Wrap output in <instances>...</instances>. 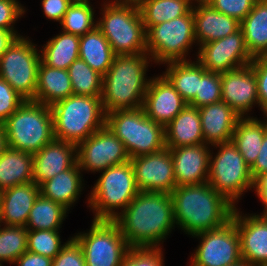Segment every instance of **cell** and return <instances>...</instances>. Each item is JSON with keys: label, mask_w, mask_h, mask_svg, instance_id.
<instances>
[{"label": "cell", "mask_w": 267, "mask_h": 266, "mask_svg": "<svg viewBox=\"0 0 267 266\" xmlns=\"http://www.w3.org/2000/svg\"><path fill=\"white\" fill-rule=\"evenodd\" d=\"M7 147H8V144H7V138L5 135L3 123H0V156Z\"/></svg>", "instance_id": "cell-53"}, {"label": "cell", "mask_w": 267, "mask_h": 266, "mask_svg": "<svg viewBox=\"0 0 267 266\" xmlns=\"http://www.w3.org/2000/svg\"><path fill=\"white\" fill-rule=\"evenodd\" d=\"M53 259L30 251L24 252L13 264L18 266H52Z\"/></svg>", "instance_id": "cell-49"}, {"label": "cell", "mask_w": 267, "mask_h": 266, "mask_svg": "<svg viewBox=\"0 0 267 266\" xmlns=\"http://www.w3.org/2000/svg\"><path fill=\"white\" fill-rule=\"evenodd\" d=\"M193 237L200 242L190 256L189 266H230L242 260L240 237L232 219L219 228Z\"/></svg>", "instance_id": "cell-13"}, {"label": "cell", "mask_w": 267, "mask_h": 266, "mask_svg": "<svg viewBox=\"0 0 267 266\" xmlns=\"http://www.w3.org/2000/svg\"><path fill=\"white\" fill-rule=\"evenodd\" d=\"M193 4V0H142L138 7L147 30L151 26L188 14Z\"/></svg>", "instance_id": "cell-34"}, {"label": "cell", "mask_w": 267, "mask_h": 266, "mask_svg": "<svg viewBox=\"0 0 267 266\" xmlns=\"http://www.w3.org/2000/svg\"><path fill=\"white\" fill-rule=\"evenodd\" d=\"M253 191L257 194L262 205L267 206V174L260 176L254 182Z\"/></svg>", "instance_id": "cell-50"}, {"label": "cell", "mask_w": 267, "mask_h": 266, "mask_svg": "<svg viewBox=\"0 0 267 266\" xmlns=\"http://www.w3.org/2000/svg\"><path fill=\"white\" fill-rule=\"evenodd\" d=\"M266 130L267 123L254 116L241 117L236 124L231 141L249 167L258 157Z\"/></svg>", "instance_id": "cell-29"}, {"label": "cell", "mask_w": 267, "mask_h": 266, "mask_svg": "<svg viewBox=\"0 0 267 266\" xmlns=\"http://www.w3.org/2000/svg\"><path fill=\"white\" fill-rule=\"evenodd\" d=\"M67 70L74 95L101 97L103 76L94 71L85 61L77 59Z\"/></svg>", "instance_id": "cell-37"}, {"label": "cell", "mask_w": 267, "mask_h": 266, "mask_svg": "<svg viewBox=\"0 0 267 266\" xmlns=\"http://www.w3.org/2000/svg\"><path fill=\"white\" fill-rule=\"evenodd\" d=\"M211 147L219 149L210 152L208 183L236 207L242 194L254 188L250 167L232 141Z\"/></svg>", "instance_id": "cell-9"}, {"label": "cell", "mask_w": 267, "mask_h": 266, "mask_svg": "<svg viewBox=\"0 0 267 266\" xmlns=\"http://www.w3.org/2000/svg\"><path fill=\"white\" fill-rule=\"evenodd\" d=\"M24 101L25 99L21 95L0 78V123H4Z\"/></svg>", "instance_id": "cell-44"}, {"label": "cell", "mask_w": 267, "mask_h": 266, "mask_svg": "<svg viewBox=\"0 0 267 266\" xmlns=\"http://www.w3.org/2000/svg\"><path fill=\"white\" fill-rule=\"evenodd\" d=\"M9 148L34 154L54 138L50 106L25 100L3 123Z\"/></svg>", "instance_id": "cell-6"}, {"label": "cell", "mask_w": 267, "mask_h": 266, "mask_svg": "<svg viewBox=\"0 0 267 266\" xmlns=\"http://www.w3.org/2000/svg\"><path fill=\"white\" fill-rule=\"evenodd\" d=\"M165 143L168 148L204 143L201 117L197 107L187 106L165 126Z\"/></svg>", "instance_id": "cell-26"}, {"label": "cell", "mask_w": 267, "mask_h": 266, "mask_svg": "<svg viewBox=\"0 0 267 266\" xmlns=\"http://www.w3.org/2000/svg\"><path fill=\"white\" fill-rule=\"evenodd\" d=\"M105 125L124 143L130 158L166 147L165 127L150 119L143 108L107 113Z\"/></svg>", "instance_id": "cell-8"}, {"label": "cell", "mask_w": 267, "mask_h": 266, "mask_svg": "<svg viewBox=\"0 0 267 266\" xmlns=\"http://www.w3.org/2000/svg\"><path fill=\"white\" fill-rule=\"evenodd\" d=\"M230 266H252L251 264H249L247 261H245L244 259L240 260L239 262L232 264Z\"/></svg>", "instance_id": "cell-55"}, {"label": "cell", "mask_w": 267, "mask_h": 266, "mask_svg": "<svg viewBox=\"0 0 267 266\" xmlns=\"http://www.w3.org/2000/svg\"><path fill=\"white\" fill-rule=\"evenodd\" d=\"M60 237L59 230H28L27 251L54 259L72 238L62 244Z\"/></svg>", "instance_id": "cell-39"}, {"label": "cell", "mask_w": 267, "mask_h": 266, "mask_svg": "<svg viewBox=\"0 0 267 266\" xmlns=\"http://www.w3.org/2000/svg\"><path fill=\"white\" fill-rule=\"evenodd\" d=\"M40 188L35 182L21 184L0 192V224L25 227Z\"/></svg>", "instance_id": "cell-23"}, {"label": "cell", "mask_w": 267, "mask_h": 266, "mask_svg": "<svg viewBox=\"0 0 267 266\" xmlns=\"http://www.w3.org/2000/svg\"><path fill=\"white\" fill-rule=\"evenodd\" d=\"M15 38L16 36L11 31L0 29V56Z\"/></svg>", "instance_id": "cell-51"}, {"label": "cell", "mask_w": 267, "mask_h": 266, "mask_svg": "<svg viewBox=\"0 0 267 266\" xmlns=\"http://www.w3.org/2000/svg\"><path fill=\"white\" fill-rule=\"evenodd\" d=\"M40 48L41 62L47 66L67 70L79 59L80 36L61 31Z\"/></svg>", "instance_id": "cell-33"}, {"label": "cell", "mask_w": 267, "mask_h": 266, "mask_svg": "<svg viewBox=\"0 0 267 266\" xmlns=\"http://www.w3.org/2000/svg\"><path fill=\"white\" fill-rule=\"evenodd\" d=\"M152 59L147 53L116 55L103 76L101 100L104 112L142 108L150 79Z\"/></svg>", "instance_id": "cell-3"}, {"label": "cell", "mask_w": 267, "mask_h": 266, "mask_svg": "<svg viewBox=\"0 0 267 266\" xmlns=\"http://www.w3.org/2000/svg\"><path fill=\"white\" fill-rule=\"evenodd\" d=\"M52 266H86L82 248L73 237L55 256Z\"/></svg>", "instance_id": "cell-45"}, {"label": "cell", "mask_w": 267, "mask_h": 266, "mask_svg": "<svg viewBox=\"0 0 267 266\" xmlns=\"http://www.w3.org/2000/svg\"><path fill=\"white\" fill-rule=\"evenodd\" d=\"M70 95H73V89L68 70L53 68L40 62L35 98L32 101L52 106Z\"/></svg>", "instance_id": "cell-27"}, {"label": "cell", "mask_w": 267, "mask_h": 266, "mask_svg": "<svg viewBox=\"0 0 267 266\" xmlns=\"http://www.w3.org/2000/svg\"><path fill=\"white\" fill-rule=\"evenodd\" d=\"M204 143L210 146L230 142L236 124L241 118L228 104L222 100L198 108Z\"/></svg>", "instance_id": "cell-24"}, {"label": "cell", "mask_w": 267, "mask_h": 266, "mask_svg": "<svg viewBox=\"0 0 267 266\" xmlns=\"http://www.w3.org/2000/svg\"><path fill=\"white\" fill-rule=\"evenodd\" d=\"M33 181V154L7 147L0 156V192Z\"/></svg>", "instance_id": "cell-28"}, {"label": "cell", "mask_w": 267, "mask_h": 266, "mask_svg": "<svg viewBox=\"0 0 267 266\" xmlns=\"http://www.w3.org/2000/svg\"><path fill=\"white\" fill-rule=\"evenodd\" d=\"M26 7L18 0H0V29L11 31L16 37L22 36L14 25L26 13Z\"/></svg>", "instance_id": "cell-43"}, {"label": "cell", "mask_w": 267, "mask_h": 266, "mask_svg": "<svg viewBox=\"0 0 267 266\" xmlns=\"http://www.w3.org/2000/svg\"><path fill=\"white\" fill-rule=\"evenodd\" d=\"M87 196L93 220L113 221L140 192L130 161L101 172ZM120 209V211H119Z\"/></svg>", "instance_id": "cell-5"}, {"label": "cell", "mask_w": 267, "mask_h": 266, "mask_svg": "<svg viewBox=\"0 0 267 266\" xmlns=\"http://www.w3.org/2000/svg\"><path fill=\"white\" fill-rule=\"evenodd\" d=\"M76 162V145L54 139L33 154V181L40 186Z\"/></svg>", "instance_id": "cell-21"}, {"label": "cell", "mask_w": 267, "mask_h": 266, "mask_svg": "<svg viewBox=\"0 0 267 266\" xmlns=\"http://www.w3.org/2000/svg\"><path fill=\"white\" fill-rule=\"evenodd\" d=\"M27 36L16 37L0 56V78L25 100L35 98L40 50Z\"/></svg>", "instance_id": "cell-11"}, {"label": "cell", "mask_w": 267, "mask_h": 266, "mask_svg": "<svg viewBox=\"0 0 267 266\" xmlns=\"http://www.w3.org/2000/svg\"><path fill=\"white\" fill-rule=\"evenodd\" d=\"M259 102H260V110L264 116V122L267 123V92H258Z\"/></svg>", "instance_id": "cell-52"}, {"label": "cell", "mask_w": 267, "mask_h": 266, "mask_svg": "<svg viewBox=\"0 0 267 266\" xmlns=\"http://www.w3.org/2000/svg\"><path fill=\"white\" fill-rule=\"evenodd\" d=\"M213 9L241 22L252 10L257 0H204Z\"/></svg>", "instance_id": "cell-42"}, {"label": "cell", "mask_w": 267, "mask_h": 266, "mask_svg": "<svg viewBox=\"0 0 267 266\" xmlns=\"http://www.w3.org/2000/svg\"><path fill=\"white\" fill-rule=\"evenodd\" d=\"M142 0H106L108 4H123V5H136L139 6Z\"/></svg>", "instance_id": "cell-54"}, {"label": "cell", "mask_w": 267, "mask_h": 266, "mask_svg": "<svg viewBox=\"0 0 267 266\" xmlns=\"http://www.w3.org/2000/svg\"><path fill=\"white\" fill-rule=\"evenodd\" d=\"M260 215L267 221V206H264L263 212Z\"/></svg>", "instance_id": "cell-56"}, {"label": "cell", "mask_w": 267, "mask_h": 266, "mask_svg": "<svg viewBox=\"0 0 267 266\" xmlns=\"http://www.w3.org/2000/svg\"><path fill=\"white\" fill-rule=\"evenodd\" d=\"M161 248L130 247L120 266H164Z\"/></svg>", "instance_id": "cell-41"}, {"label": "cell", "mask_w": 267, "mask_h": 266, "mask_svg": "<svg viewBox=\"0 0 267 266\" xmlns=\"http://www.w3.org/2000/svg\"><path fill=\"white\" fill-rule=\"evenodd\" d=\"M221 100L241 117H250L253 106L260 107L257 79L250 64L221 74Z\"/></svg>", "instance_id": "cell-17"}, {"label": "cell", "mask_w": 267, "mask_h": 266, "mask_svg": "<svg viewBox=\"0 0 267 266\" xmlns=\"http://www.w3.org/2000/svg\"><path fill=\"white\" fill-rule=\"evenodd\" d=\"M74 0H41L43 14L49 20L61 22Z\"/></svg>", "instance_id": "cell-46"}, {"label": "cell", "mask_w": 267, "mask_h": 266, "mask_svg": "<svg viewBox=\"0 0 267 266\" xmlns=\"http://www.w3.org/2000/svg\"><path fill=\"white\" fill-rule=\"evenodd\" d=\"M89 0H74L63 16V32L82 36L97 27L95 11Z\"/></svg>", "instance_id": "cell-36"}, {"label": "cell", "mask_w": 267, "mask_h": 266, "mask_svg": "<svg viewBox=\"0 0 267 266\" xmlns=\"http://www.w3.org/2000/svg\"><path fill=\"white\" fill-rule=\"evenodd\" d=\"M195 57L208 72L219 74L244 67L253 61L241 29L222 39L200 45Z\"/></svg>", "instance_id": "cell-15"}, {"label": "cell", "mask_w": 267, "mask_h": 266, "mask_svg": "<svg viewBox=\"0 0 267 266\" xmlns=\"http://www.w3.org/2000/svg\"><path fill=\"white\" fill-rule=\"evenodd\" d=\"M163 75L174 86L184 101L189 104L196 96L199 79L207 70L196 60L174 61L166 64Z\"/></svg>", "instance_id": "cell-31"}, {"label": "cell", "mask_w": 267, "mask_h": 266, "mask_svg": "<svg viewBox=\"0 0 267 266\" xmlns=\"http://www.w3.org/2000/svg\"><path fill=\"white\" fill-rule=\"evenodd\" d=\"M197 44L192 10L146 30L147 54L156 64L190 60L188 53Z\"/></svg>", "instance_id": "cell-10"}, {"label": "cell", "mask_w": 267, "mask_h": 266, "mask_svg": "<svg viewBox=\"0 0 267 266\" xmlns=\"http://www.w3.org/2000/svg\"><path fill=\"white\" fill-rule=\"evenodd\" d=\"M68 212L63 205L39 194L30 210L25 227L27 230H60Z\"/></svg>", "instance_id": "cell-35"}, {"label": "cell", "mask_w": 267, "mask_h": 266, "mask_svg": "<svg viewBox=\"0 0 267 266\" xmlns=\"http://www.w3.org/2000/svg\"><path fill=\"white\" fill-rule=\"evenodd\" d=\"M170 196L175 224L191 237L225 225L231 220L235 209L208 182L177 186Z\"/></svg>", "instance_id": "cell-2"}, {"label": "cell", "mask_w": 267, "mask_h": 266, "mask_svg": "<svg viewBox=\"0 0 267 266\" xmlns=\"http://www.w3.org/2000/svg\"><path fill=\"white\" fill-rule=\"evenodd\" d=\"M253 181L255 182L260 176L267 174V130L263 138L261 149L258 153L254 164L250 167Z\"/></svg>", "instance_id": "cell-47"}, {"label": "cell", "mask_w": 267, "mask_h": 266, "mask_svg": "<svg viewBox=\"0 0 267 266\" xmlns=\"http://www.w3.org/2000/svg\"><path fill=\"white\" fill-rule=\"evenodd\" d=\"M115 56L108 40L97 27L80 36L79 59L85 61L100 75L104 76L107 73Z\"/></svg>", "instance_id": "cell-32"}, {"label": "cell", "mask_w": 267, "mask_h": 266, "mask_svg": "<svg viewBox=\"0 0 267 266\" xmlns=\"http://www.w3.org/2000/svg\"><path fill=\"white\" fill-rule=\"evenodd\" d=\"M235 207L232 220L240 237L241 257L252 266H267V221L259 214H242Z\"/></svg>", "instance_id": "cell-19"}, {"label": "cell", "mask_w": 267, "mask_h": 266, "mask_svg": "<svg viewBox=\"0 0 267 266\" xmlns=\"http://www.w3.org/2000/svg\"><path fill=\"white\" fill-rule=\"evenodd\" d=\"M187 103L163 75L150 77L142 108L154 122L167 126Z\"/></svg>", "instance_id": "cell-18"}, {"label": "cell", "mask_w": 267, "mask_h": 266, "mask_svg": "<svg viewBox=\"0 0 267 266\" xmlns=\"http://www.w3.org/2000/svg\"><path fill=\"white\" fill-rule=\"evenodd\" d=\"M113 221L135 248H161L176 227L170 194L157 192H139Z\"/></svg>", "instance_id": "cell-1"}, {"label": "cell", "mask_w": 267, "mask_h": 266, "mask_svg": "<svg viewBox=\"0 0 267 266\" xmlns=\"http://www.w3.org/2000/svg\"><path fill=\"white\" fill-rule=\"evenodd\" d=\"M97 28L116 55L147 53L146 30L136 5L101 4Z\"/></svg>", "instance_id": "cell-7"}, {"label": "cell", "mask_w": 267, "mask_h": 266, "mask_svg": "<svg viewBox=\"0 0 267 266\" xmlns=\"http://www.w3.org/2000/svg\"><path fill=\"white\" fill-rule=\"evenodd\" d=\"M72 237L82 248L86 266H120L130 248L118 225L109 220H92L87 232Z\"/></svg>", "instance_id": "cell-12"}, {"label": "cell", "mask_w": 267, "mask_h": 266, "mask_svg": "<svg viewBox=\"0 0 267 266\" xmlns=\"http://www.w3.org/2000/svg\"><path fill=\"white\" fill-rule=\"evenodd\" d=\"M246 48L255 58L267 53V0H257L251 12L240 22Z\"/></svg>", "instance_id": "cell-30"}, {"label": "cell", "mask_w": 267, "mask_h": 266, "mask_svg": "<svg viewBox=\"0 0 267 266\" xmlns=\"http://www.w3.org/2000/svg\"><path fill=\"white\" fill-rule=\"evenodd\" d=\"M192 12L198 46L227 37L240 29L237 19L218 12L204 0L194 1Z\"/></svg>", "instance_id": "cell-22"}, {"label": "cell", "mask_w": 267, "mask_h": 266, "mask_svg": "<svg viewBox=\"0 0 267 266\" xmlns=\"http://www.w3.org/2000/svg\"><path fill=\"white\" fill-rule=\"evenodd\" d=\"M130 162L140 192L170 194L176 187L173 158L168 147L130 158Z\"/></svg>", "instance_id": "cell-16"}, {"label": "cell", "mask_w": 267, "mask_h": 266, "mask_svg": "<svg viewBox=\"0 0 267 266\" xmlns=\"http://www.w3.org/2000/svg\"><path fill=\"white\" fill-rule=\"evenodd\" d=\"M84 184L81 168L76 162L71 168L43 182L39 188L43 197L63 205L70 211L81 196Z\"/></svg>", "instance_id": "cell-25"}, {"label": "cell", "mask_w": 267, "mask_h": 266, "mask_svg": "<svg viewBox=\"0 0 267 266\" xmlns=\"http://www.w3.org/2000/svg\"><path fill=\"white\" fill-rule=\"evenodd\" d=\"M219 101H221V74L207 71L199 79L196 96L188 105L201 108Z\"/></svg>", "instance_id": "cell-40"}, {"label": "cell", "mask_w": 267, "mask_h": 266, "mask_svg": "<svg viewBox=\"0 0 267 266\" xmlns=\"http://www.w3.org/2000/svg\"><path fill=\"white\" fill-rule=\"evenodd\" d=\"M55 140L75 145L105 126L101 97L70 95L50 106Z\"/></svg>", "instance_id": "cell-4"}, {"label": "cell", "mask_w": 267, "mask_h": 266, "mask_svg": "<svg viewBox=\"0 0 267 266\" xmlns=\"http://www.w3.org/2000/svg\"><path fill=\"white\" fill-rule=\"evenodd\" d=\"M250 65L255 72L258 92H267V58L255 57Z\"/></svg>", "instance_id": "cell-48"}, {"label": "cell", "mask_w": 267, "mask_h": 266, "mask_svg": "<svg viewBox=\"0 0 267 266\" xmlns=\"http://www.w3.org/2000/svg\"><path fill=\"white\" fill-rule=\"evenodd\" d=\"M81 171L101 172L130 161L124 143L105 125L76 145Z\"/></svg>", "instance_id": "cell-14"}, {"label": "cell", "mask_w": 267, "mask_h": 266, "mask_svg": "<svg viewBox=\"0 0 267 266\" xmlns=\"http://www.w3.org/2000/svg\"><path fill=\"white\" fill-rule=\"evenodd\" d=\"M177 186L201 185L208 182L210 145L169 148Z\"/></svg>", "instance_id": "cell-20"}, {"label": "cell", "mask_w": 267, "mask_h": 266, "mask_svg": "<svg viewBox=\"0 0 267 266\" xmlns=\"http://www.w3.org/2000/svg\"><path fill=\"white\" fill-rule=\"evenodd\" d=\"M3 226V227H2ZM27 228L0 224V262L13 264L27 251Z\"/></svg>", "instance_id": "cell-38"}]
</instances>
